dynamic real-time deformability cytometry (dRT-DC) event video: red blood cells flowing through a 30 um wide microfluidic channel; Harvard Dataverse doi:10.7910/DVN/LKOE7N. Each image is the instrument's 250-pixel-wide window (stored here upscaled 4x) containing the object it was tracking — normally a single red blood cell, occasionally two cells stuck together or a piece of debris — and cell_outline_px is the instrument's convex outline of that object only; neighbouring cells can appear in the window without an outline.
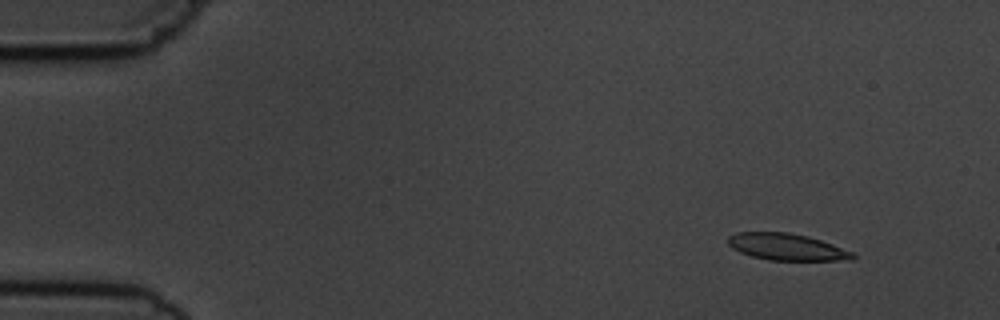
{"species": "common noctule bat (a hibernating species)", "species_latin": "Nyctalus noctula", "temperature_condition": "cold", "stored_images_in_passage": 4, "camera_frame_rate_fps": 3000, "um_per_image_px": 0.085, "animal": {"sex": "male", "body_mass_g": 19.5, "forearm_length_mm": 54.6}, "frame": {"image": 1, "passage_image": 1, "time_ms": 0.0, "image_size_px": [1000, 320], "cell_outline_px": [[856, 256], [852, 260], [768, 260], [752, 256], [740, 252], [732, 248], [728, 244], [728, 236], [736, 232], [788, 232], [808, 236], [832, 244], [852, 252]], "centroid_in_image_um": [66.85, 20.98], "position_along_channel_um": 18.2, "area_um2": 19.36}}
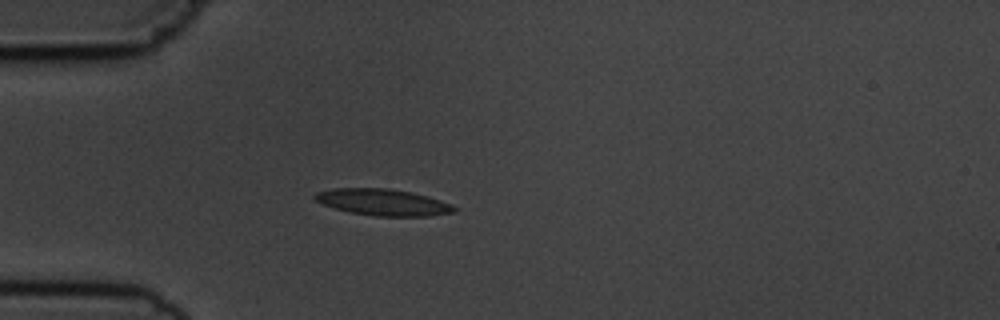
{"frame": {"image": 2, "passage_image": 4, "time_ms": 3.333, "image_size_px": [1000, 320], "cell_outline_px": [[456, 212], [432, 216], [376, 216], [348, 212], [324, 204], [316, 200], [312, 196], [316, 192], [332, 188], [388, 188], [412, 192], [428, 196], [452, 204], [456, 208]], "centroid_in_image_um": [32.58, 17.19], "position_along_channel_um": 52.4, "area_um2": 21.62}}